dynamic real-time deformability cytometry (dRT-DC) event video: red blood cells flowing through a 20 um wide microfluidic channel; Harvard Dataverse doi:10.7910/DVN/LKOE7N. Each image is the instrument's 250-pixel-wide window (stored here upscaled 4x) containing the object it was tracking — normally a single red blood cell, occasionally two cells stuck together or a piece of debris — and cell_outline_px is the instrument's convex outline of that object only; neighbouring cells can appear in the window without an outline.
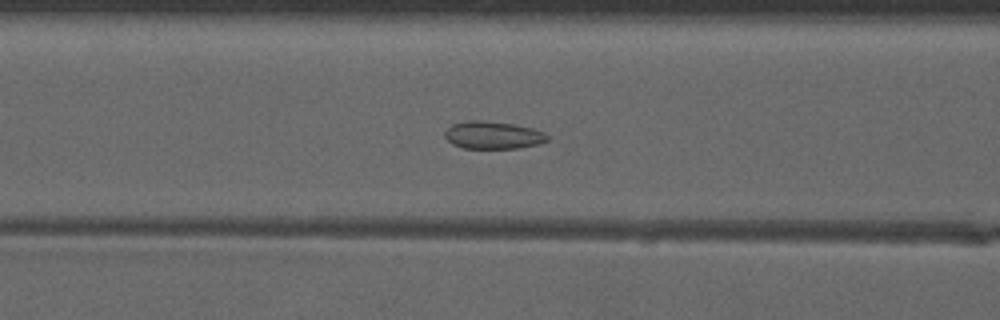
{"species": "common noctule bat (a hibernating species)", "species_latin": "Nyctalus noctula", "temperature_condition": "warm", "stored_images_in_passage": 51, "camera_frame_rate_fps": 3000, "um_per_image_px": 0.085, "animal": {"sex": "male", "forearm_length_mm": 52.5}, "frame": {"image": 1, "passage_image": 22, "time_ms": 7.0, "image_size_px": [1000, 320], "cell_outline_px": [[548, 140], [540, 144], [520, 148], [464, 148], [452, 144], [444, 136], [444, 132], [452, 124], [468, 120], [480, 120], [512, 124], [532, 128], [544, 132], [548, 136]], "centroid_in_image_um": [41.9, 11.49], "position_along_channel_um": 124.7, "area_um2": 16.47}}
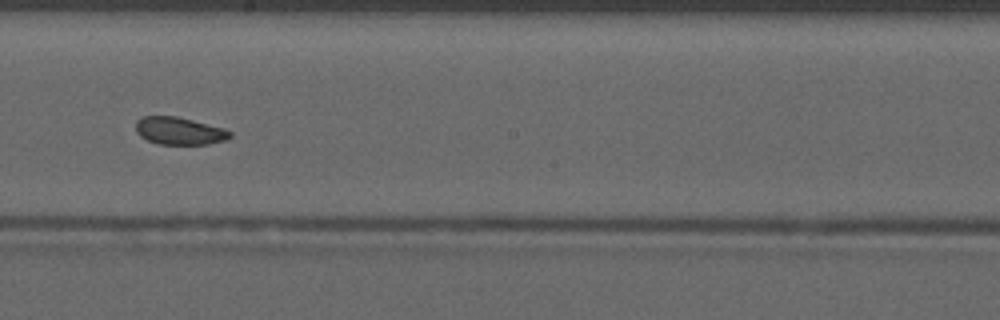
{"frame": {"image": 2, "passage_image": 30, "time_ms": 9.667, "image_size_px": [1000, 320], "cell_outline_px": [[232, 136], [224, 140], [208, 144], [156, 144], [140, 136], [136, 132], [136, 120], [140, 116], [176, 116], [224, 128], [232, 132]], "centroid_in_image_um": [15.22, 11.12], "position_along_channel_um": 233.0, "area_um2": 15.14}}
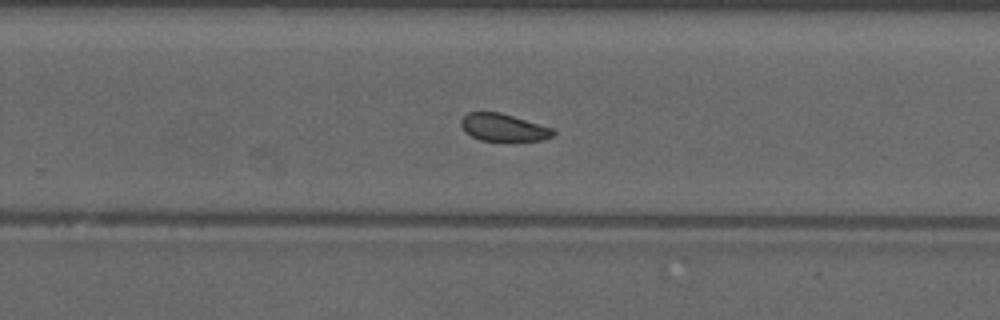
{"frame": {"image": 3, "passage_image": 34, "time_ms": 11.0, "image_size_px": [1000, 320], "cell_outline_px": [[556, 132], [552, 136], [540, 140], [480, 140], [464, 132], [460, 124], [460, 120], [468, 112], [500, 112], [552, 128]], "centroid_in_image_um": [42.74, 10.82], "position_along_channel_um": 287.1, "area_um2": 14.51}, "authors_computed_cell_mechanics": {"area_um2": 16.0684, "velocity_mm_per_s": 4.0751, "shape_relaxation_time_tau1_ms": null, "shape_relaxation_time_tau2_ms": 2.5344, "deformation_change_tau1": null, "deformation_change_tau2": 0.0772}}